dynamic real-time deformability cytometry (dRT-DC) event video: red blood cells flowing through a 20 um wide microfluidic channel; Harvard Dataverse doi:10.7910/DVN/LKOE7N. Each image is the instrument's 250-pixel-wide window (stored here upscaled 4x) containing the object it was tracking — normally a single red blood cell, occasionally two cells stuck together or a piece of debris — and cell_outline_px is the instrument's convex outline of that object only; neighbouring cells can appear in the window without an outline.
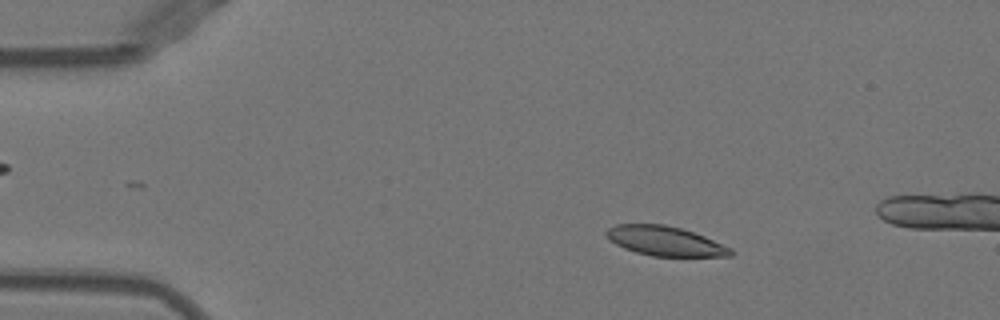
{"species": "Egyptian fruit bat (a non-hibernating species)", "species_latin": "Rousettus aegyptiacus", "temperature_condition": "warm", "stored_images_in_passage": 44, "camera_frame_rate_fps": 3000, "um_per_image_px": 0.085, "animal": {"sex": "female"}, "frame": {"image": 1, "passage_image": 8, "time_ms": 2.333, "image_size_px": [1000, 320], "cell_outline_px": [[732, 256], [652, 256], [636, 252], [624, 248], [616, 244], [604, 232], [608, 228], [616, 224], [664, 224], [680, 228], [704, 236], [732, 248]], "centroid_in_image_um": [56.53, 20.48], "position_along_channel_um": 28.5, "area_um2": 21.15}}
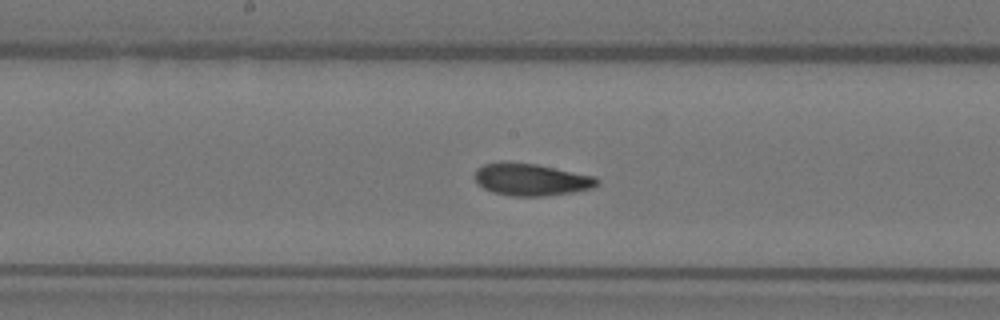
{"frame": {"image": 2, "passage_image": 26, "time_ms": 8.333, "image_size_px": [1000, 320], "cell_outline_px": [[600, 184], [592, 188], [572, 192], [548, 196], [512, 196], [492, 192], [476, 184], [472, 176], [476, 168], [484, 164], [504, 160], [536, 164], [596, 176], [600, 180]], "centroid_in_image_um": [45.11, 15.25], "position_along_channel_um": 203.1, "area_um2": 23.52}}
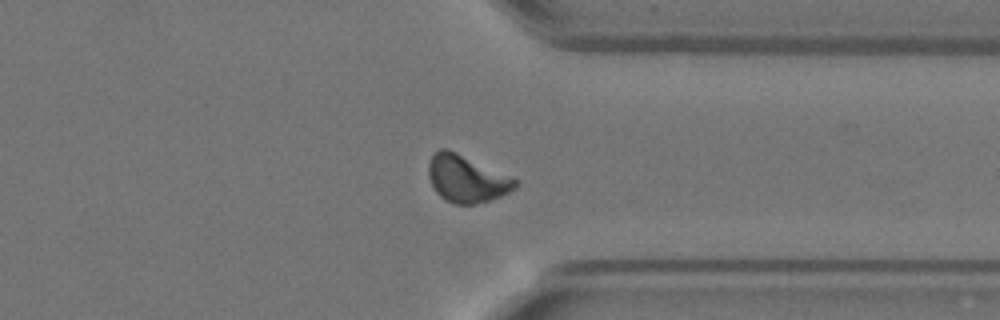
{"frame": {"image": 3, "passage_image": 39, "time_ms": 12.667, "image_size_px": [1000, 320], "cell_outline_px": [[520, 184], [508, 192], [500, 196], [476, 204], [456, 204], [440, 196], [432, 188], [428, 176], [428, 164], [432, 156], [440, 148], [448, 148], [520, 180]], "centroid_in_image_um": [39.66, 15.18], "position_along_channel_um": 371.7, "area_um2": 23.87}, "authors_computed_cell_mechanics": {"area_um2": 22.6576, "velocity_mm_per_s": 3.9432, "shape_relaxation_time_tau1_ms": 3.8875, "shape_relaxation_time_tau2_ms": 1.8226, "deformation_change_tau1": 0.1313, "deformation_change_tau2": 0.075}}